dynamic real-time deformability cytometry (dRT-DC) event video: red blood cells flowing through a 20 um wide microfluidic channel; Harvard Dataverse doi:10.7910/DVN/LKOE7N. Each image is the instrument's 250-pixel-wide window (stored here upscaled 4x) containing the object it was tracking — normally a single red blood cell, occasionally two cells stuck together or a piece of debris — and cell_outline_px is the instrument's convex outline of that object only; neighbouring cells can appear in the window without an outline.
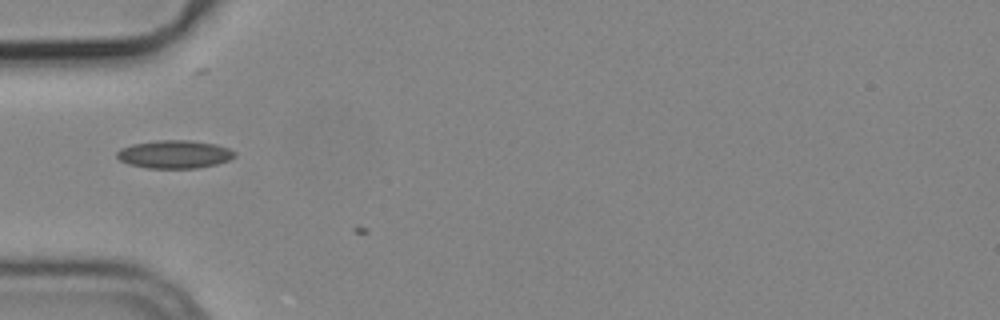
{"species": "common noctule bat (a hibernating species)", "species_latin": "Nyctalus noctula", "temperature_condition": "cold", "stored_images_in_passage": 3, "camera_frame_rate_fps": 3000, "um_per_image_px": 0.085, "animal": {"sex": "male", "body_mass_g": 19.2, "forearm_length_mm": 51.8}, "frame": {"image": 1, "passage_image": 2, "time_ms": 0.333, "image_size_px": [1000, 320], "cell_outline_px": [[236, 156], [228, 160], [216, 164], [196, 168], [148, 168], [128, 164], [120, 160], [116, 156], [116, 152], [120, 148], [132, 144], [156, 140], [188, 140], [216, 144], [228, 148], [236, 152]], "centroid_in_image_um": [14.81, 13.11], "position_along_channel_um": 70.2, "area_um2": 19.31}}